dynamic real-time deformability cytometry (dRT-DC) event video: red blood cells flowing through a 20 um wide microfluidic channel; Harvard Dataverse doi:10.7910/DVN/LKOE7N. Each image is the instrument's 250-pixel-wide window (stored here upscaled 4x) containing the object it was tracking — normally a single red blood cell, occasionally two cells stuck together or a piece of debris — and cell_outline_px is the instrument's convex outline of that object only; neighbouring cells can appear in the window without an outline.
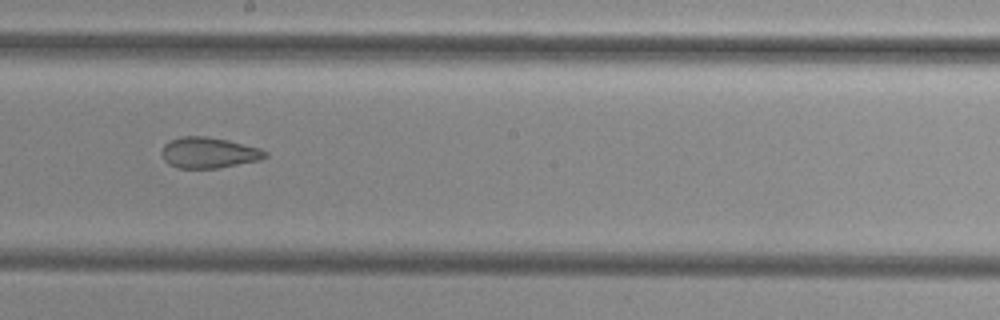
{"species": "common noctule bat (a hibernating species)", "species_latin": "Nyctalus noctula", "temperature_condition": "cold", "stored_images_in_passage": 41, "camera_frame_rate_fps": 3000, "um_per_image_px": 0.085, "animal": {"sex": "female", "body_mass_g": 29.2, "forearm_length_mm": 56.3}, "frame": {"image": 1, "passage_image": 18, "time_ms": 5.667, "image_size_px": [1000, 320], "cell_outline_px": [[268, 156], [260, 160], [216, 168], [176, 168], [168, 164], [164, 160], [160, 152], [164, 144], [180, 136], [208, 136], [228, 140], [260, 148], [268, 152]], "centroid_in_image_um": [17.73, 12.97], "position_along_channel_um": 230.5, "area_um2": 18.73}}
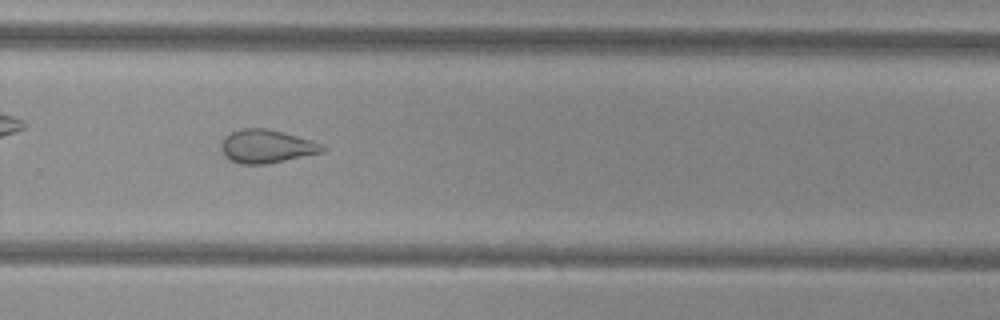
{"frame": {"image": 2, "passage_image": 24, "time_ms": 7.667, "image_size_px": [1000, 320], "cell_outline_px": [[328, 148], [324, 152], [268, 164], [240, 164], [224, 156], [220, 148], [220, 144], [224, 136], [232, 132], [244, 128], [268, 128], [284, 132], [312, 140], [324, 144]], "centroid_in_image_um": [22.69, 12.44], "position_along_channel_um": 307.1, "area_um2": 20.0}, "authors_computed_cell_mechanics": {"area_um2": 21.0392, "velocity_mm_per_s": 3.8393, "shape_relaxation_time_tau1_ms": null, "shape_relaxation_time_tau2_ms": 1.7633, "deformation_change_tau1": null, "deformation_change_tau2": 0.0912}}